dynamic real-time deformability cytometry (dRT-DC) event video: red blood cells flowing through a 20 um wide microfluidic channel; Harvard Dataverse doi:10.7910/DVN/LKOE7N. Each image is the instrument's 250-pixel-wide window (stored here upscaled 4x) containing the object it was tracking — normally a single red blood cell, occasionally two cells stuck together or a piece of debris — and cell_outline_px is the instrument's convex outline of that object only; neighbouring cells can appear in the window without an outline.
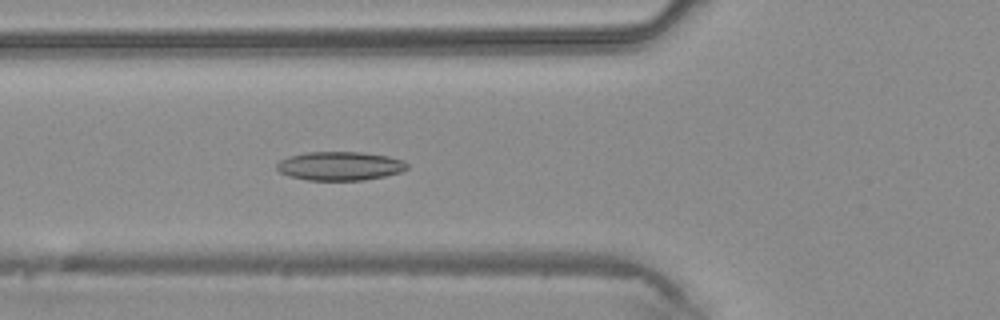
{"species": "common noctule bat (a hibernating species)", "species_latin": "Nyctalus noctula", "temperature_condition": "warm", "stored_images_in_passage": 43, "camera_frame_rate_fps": 3000, "um_per_image_px": 0.085, "animal": {"sex": "male", "body_mass_g": 20.4}, "frame": {"image": 1, "passage_image": 16, "time_ms": 5.0, "image_size_px": [1000, 320], "cell_outline_px": [[408, 168], [400, 172], [384, 176], [364, 180], [308, 180], [288, 176], [280, 172], [276, 168], [276, 164], [280, 160], [288, 156], [308, 152], [364, 152], [388, 156], [404, 160], [408, 164]], "centroid_in_image_um": [28.89, 14.1], "position_along_channel_um": 96.9, "area_um2": 21.96}}
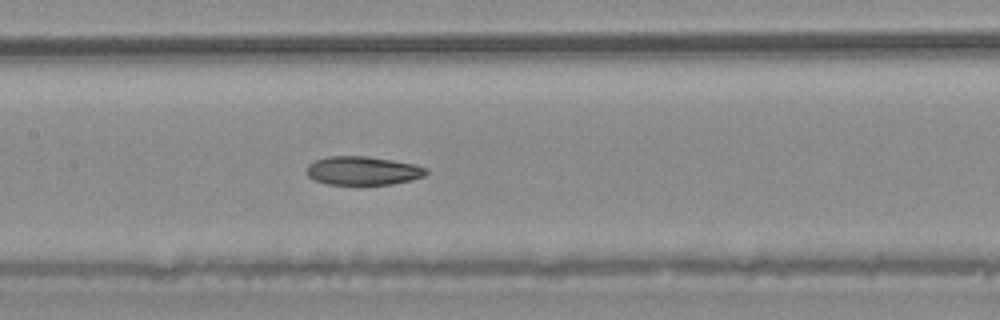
{"frame": {"image": 2, "passage_image": 21, "time_ms": 6.667, "image_size_px": [1000, 320], "cell_outline_px": [[428, 172], [424, 176], [412, 180], [392, 184], [328, 184], [312, 180], [308, 176], [308, 164], [316, 160], [328, 156], [364, 156], [392, 160], [416, 164], [428, 168]], "centroid_in_image_um": [30.87, 14.51], "position_along_channel_um": 176.5, "area_um2": 19.94}}
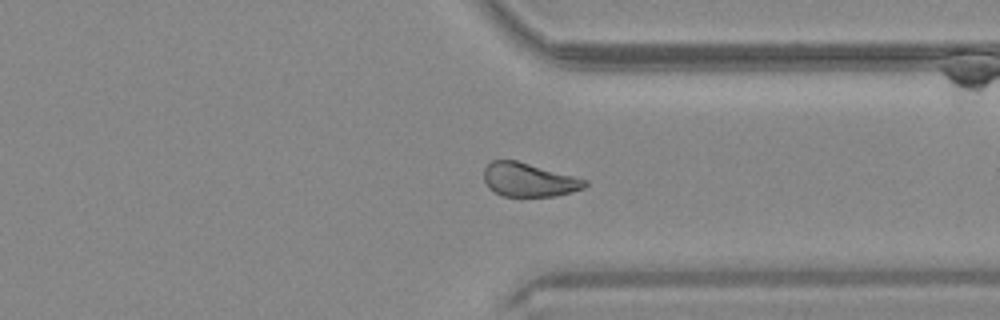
{"frame": {"image": 3, "passage_image": 33, "time_ms": 10.667, "image_size_px": [1000, 320], "cell_outline_px": [[588, 184], [584, 188], [556, 196], [500, 196], [488, 188], [484, 180], [484, 168], [492, 160], [516, 160], [588, 180]], "centroid_in_image_um": [44.93, 15.29], "position_along_channel_um": 366.5, "area_um2": 19.83}}